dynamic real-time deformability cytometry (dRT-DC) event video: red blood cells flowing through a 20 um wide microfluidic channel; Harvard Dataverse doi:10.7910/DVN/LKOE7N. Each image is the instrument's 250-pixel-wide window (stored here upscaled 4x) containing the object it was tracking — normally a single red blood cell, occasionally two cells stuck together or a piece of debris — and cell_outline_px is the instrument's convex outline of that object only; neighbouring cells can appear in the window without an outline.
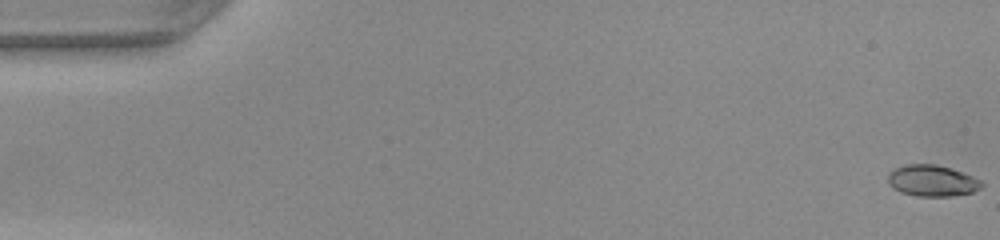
{"species": "common noctule bat (a hibernating species)", "species_latin": "Nyctalus noctula", "temperature_condition": "warm", "stored_images_in_passage": 50, "camera_frame_rate_fps": 3000, "um_per_image_px": 0.085, "animal": {"sex": "female", "body_mass_g": 22.0, "forearm_length_mm": 56.7}, "frame": {"image": 1, "passage_image": 1, "time_ms": 0.0, "image_size_px": [1000, 240], "cell_outline_px": [[984, 184], [980, 188], [972, 192], [952, 196], [916, 196], [900, 192], [892, 188], [888, 184], [888, 172], [892, 168], [904, 164], [936, 164], [972, 176], [980, 180]], "centroid_in_image_um": [79.16, 15.36], "position_along_channel_um": 5.8, "area_um2": 17.17}}
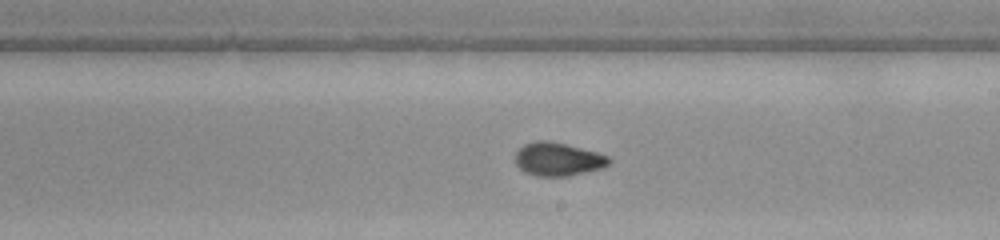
{"frame": {"image": 2, "passage_image": 29, "time_ms": 9.333, "image_size_px": [1000, 240], "cell_outline_px": [[612, 160], [604, 168], [564, 176], [536, 176], [524, 172], [516, 164], [516, 152], [524, 144], [536, 140], [548, 140], [596, 152], [608, 156]], "centroid_in_image_um": [47.41, 13.53], "position_along_channel_um": 241.6, "area_um2": 18.03}}
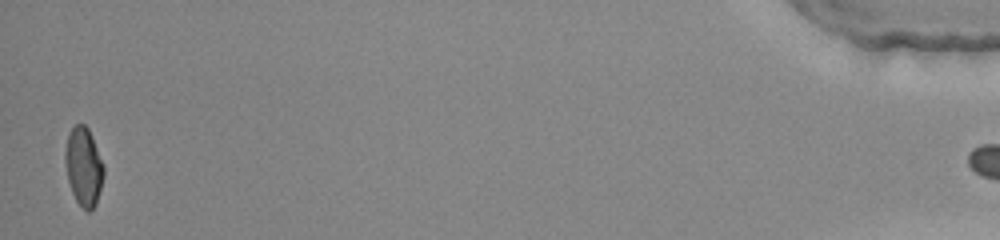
{"frame": {"image": 3, "passage_image": 49, "time_ms": 16.0, "image_size_px": [1000, 240], "cell_outline_px": [[104, 176], [96, 204], [88, 212], [76, 200], [72, 192], [68, 180], [64, 160], [64, 152], [68, 136], [72, 128], [76, 124], [84, 124], [88, 128], [104, 168]], "centroid_in_image_um": [7.09, 14.17], "position_along_channel_um": 428.1, "area_um2": 17.28}, "authors_computed_cell_mechanics": {"area_um2": 17.5712, "velocity_mm_per_s": 4.2082, "shape_relaxation_time_tau1_ms": 6.5922, "shape_relaxation_time_tau2_ms": 0.919, "deformation_change_tau1": 0.2046, "deformation_change_tau2": 0.0577}}